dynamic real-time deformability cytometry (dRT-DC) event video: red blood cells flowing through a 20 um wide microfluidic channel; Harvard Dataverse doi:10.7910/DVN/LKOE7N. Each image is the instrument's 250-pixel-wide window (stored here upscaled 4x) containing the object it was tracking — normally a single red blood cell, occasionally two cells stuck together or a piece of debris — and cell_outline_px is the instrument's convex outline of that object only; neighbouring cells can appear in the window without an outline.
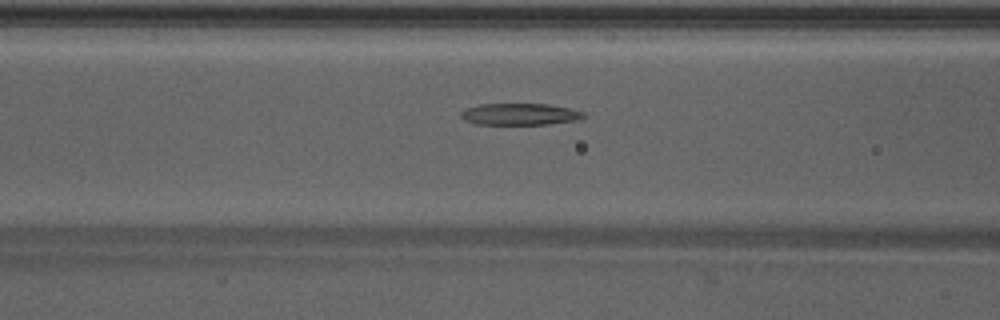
{"species": "Egyptian fruit bat (a non-hibernating species)", "species_latin": "Rousettus aegyptiacus", "temperature_condition": "warm", "stored_images_in_passage": 36, "camera_frame_rate_fps": 3000, "um_per_image_px": 0.085, "animal": {"sex": "male"}, "frame": {"image": 1, "passage_image": 14, "time_ms": 4.333, "image_size_px": [1000, 320], "cell_outline_px": [[584, 116], [576, 120], [548, 124], [476, 124], [464, 120], [460, 116], [460, 112], [468, 108], [480, 104], [548, 104], [572, 108], [584, 112]], "centroid_in_image_um": [44.18, 9.7], "position_along_channel_um": 122.4, "area_um2": 15.43}}
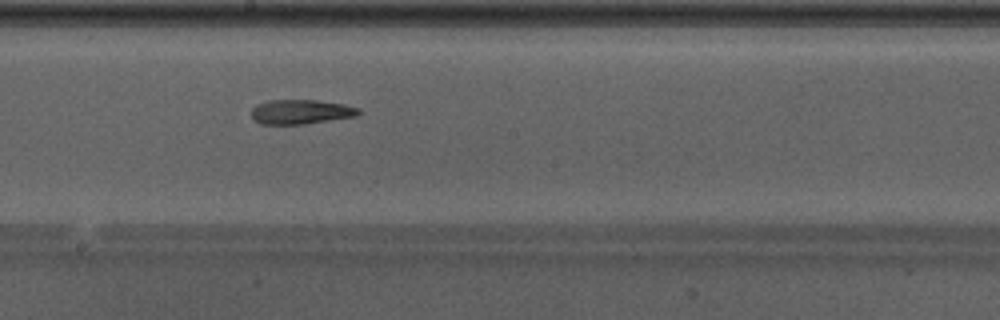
{"frame": {"image": 2, "passage_image": 21, "time_ms": 6.667, "image_size_px": [1000, 320], "cell_outline_px": [[360, 112], [356, 116], [304, 124], [260, 124], [252, 120], [252, 108], [256, 104], [268, 100], [316, 100], [344, 104], [360, 108]], "centroid_in_image_um": [25.54, 9.5], "position_along_channel_um": 222.7, "area_um2": 15.37}}
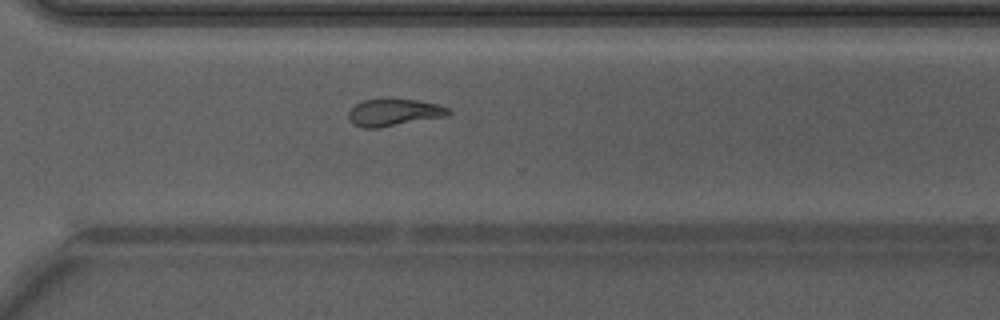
{"frame": {"image": 3, "passage_image": 29, "time_ms": 9.333, "image_size_px": [1000, 320], "cell_outline_px": [[452, 112], [448, 116], [380, 128], [364, 128], [352, 124], [348, 120], [348, 112], [356, 104], [364, 100], [416, 100], [436, 104], [448, 108]], "centroid_in_image_um": [33.48, 9.59], "position_along_channel_um": 337.1, "area_um2": 15.66}}